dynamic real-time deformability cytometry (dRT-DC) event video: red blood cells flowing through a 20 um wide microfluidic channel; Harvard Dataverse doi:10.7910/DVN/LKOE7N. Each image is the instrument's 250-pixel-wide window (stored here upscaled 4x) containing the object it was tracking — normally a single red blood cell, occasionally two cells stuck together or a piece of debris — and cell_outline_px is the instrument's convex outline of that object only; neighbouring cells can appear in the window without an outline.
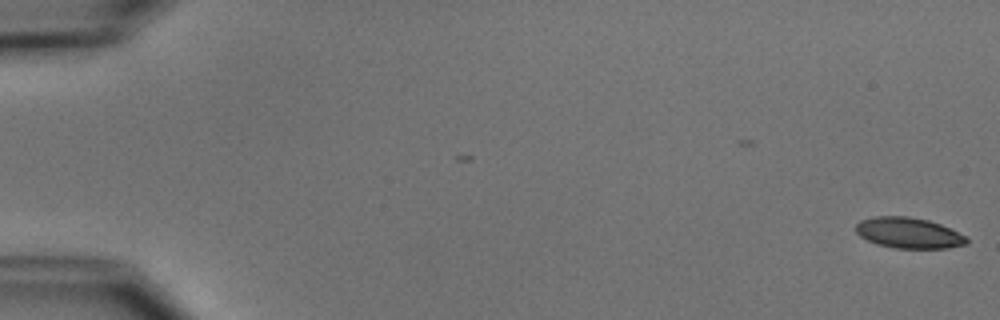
{"species": "common noctule bat (a hibernating species)", "species_latin": "Nyctalus noctula", "temperature_condition": "cold", "stored_images_in_passage": 44, "camera_frame_rate_fps": 3000, "um_per_image_px": 0.085, "animal": {"sex": "male", "body_mass_g": 15.6}, "frame": {"image": 1, "passage_image": 1, "time_ms": 0.0, "image_size_px": [1000, 320], "cell_outline_px": [[968, 244], [948, 248], [896, 248], [876, 244], [860, 236], [856, 232], [856, 224], [860, 220], [872, 216], [908, 216], [928, 220], [940, 224], [968, 236]], "centroid_in_image_um": [77.25, 19.79], "position_along_channel_um": 7.7, "area_um2": 20.0}}
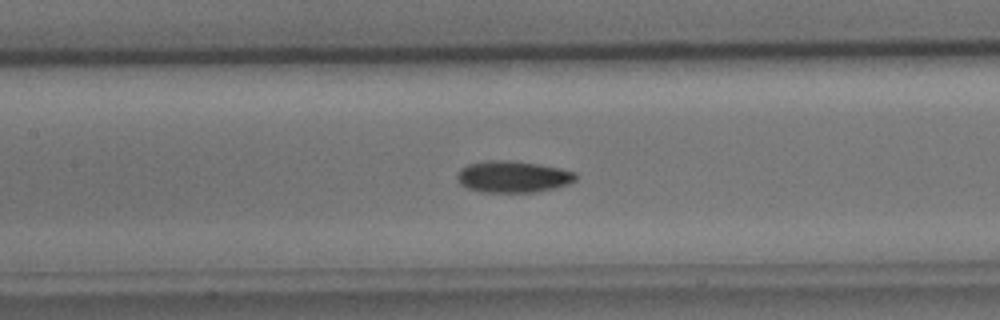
{"frame": {"image": 2, "passage_image": 26, "time_ms": 8.333, "image_size_px": [1000, 320], "cell_outline_px": [[576, 180], [568, 184], [556, 188], [532, 192], [480, 192], [468, 188], [460, 184], [456, 176], [460, 168], [468, 164], [488, 160], [508, 160], [536, 164], [576, 172]], "centroid_in_image_um": [43.56, 15.02], "position_along_channel_um": 163.8, "area_um2": 21.73}}
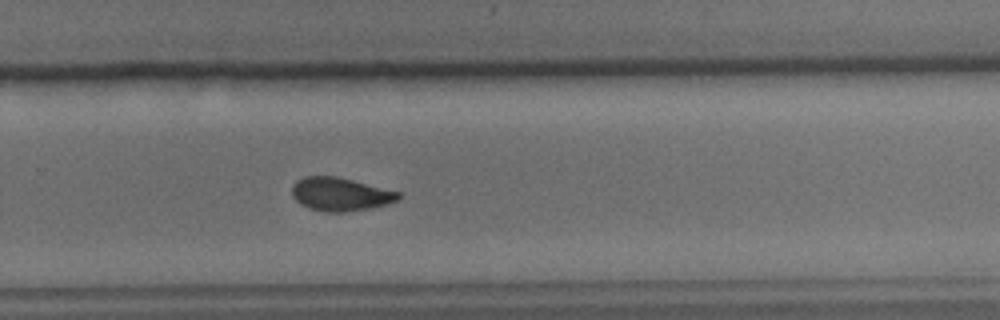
{"frame": {"image": 3, "passage_image": 37, "time_ms": 12.0, "image_size_px": [1000, 320], "cell_outline_px": [[400, 196], [396, 200], [388, 204], [372, 208], [344, 212], [328, 212], [308, 208], [300, 204], [292, 196], [292, 184], [296, 180], [304, 176], [336, 176], [400, 192]], "centroid_in_image_um": [28.89, 16.51], "position_along_channel_um": 300.9, "area_um2": 20.69}, "authors_computed_cell_mechanics": {"area_um2": 21.0103, "velocity_mm_per_s": 3.7487, "shape_relaxation_time_tau1_ms": 2.8507, "shape_relaxation_time_tau2_ms": 8.7555, "deformation_change_tau1": 0.1097, "deformation_change_tau2": 0.1276}}